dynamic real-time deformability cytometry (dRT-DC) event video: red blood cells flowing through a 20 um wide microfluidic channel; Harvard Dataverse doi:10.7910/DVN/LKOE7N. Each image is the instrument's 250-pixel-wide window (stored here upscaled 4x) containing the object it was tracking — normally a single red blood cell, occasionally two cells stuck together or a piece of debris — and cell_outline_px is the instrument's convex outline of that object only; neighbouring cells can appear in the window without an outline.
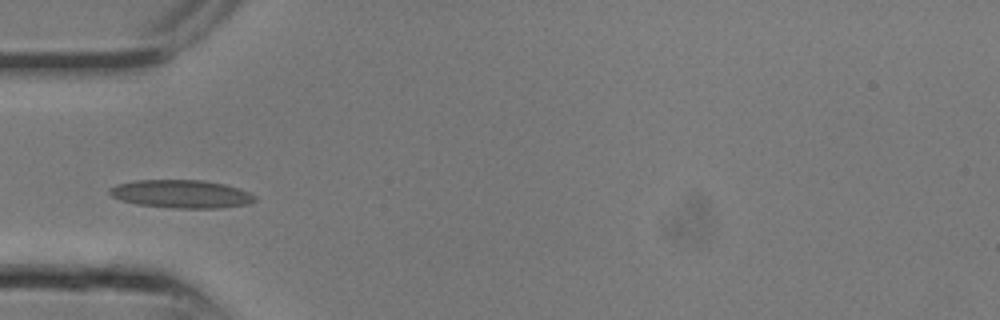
{"species": "common noctule bat (a hibernating species)", "species_latin": "Nyctalus noctula", "temperature_condition": "room temperature", "stored_images_in_passage": 6, "camera_frame_rate_fps": 3000, "um_per_image_px": 0.085, "animal": {"sex": "male", "body_mass_g": 13.3}, "frame": {"image": 1, "passage_image": 5, "time_ms": 1.333, "image_size_px": [1000, 320], "cell_outline_px": [[256, 200], [248, 204], [220, 208], [176, 208], [136, 204], [120, 200], [112, 196], [108, 192], [108, 188], [116, 184], [136, 180], [204, 180], [224, 184], [248, 192], [256, 196]], "centroid_in_image_um": [15.38, 16.48], "position_along_channel_um": 69.6, "area_um2": 23.81}}